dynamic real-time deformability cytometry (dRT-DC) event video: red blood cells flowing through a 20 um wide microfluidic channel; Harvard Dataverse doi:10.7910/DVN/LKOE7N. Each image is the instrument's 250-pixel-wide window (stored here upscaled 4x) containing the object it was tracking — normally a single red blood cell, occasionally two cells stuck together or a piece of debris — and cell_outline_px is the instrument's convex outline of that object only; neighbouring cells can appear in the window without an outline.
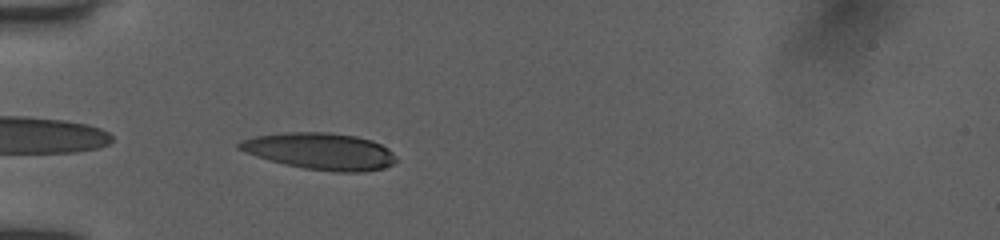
{"species": "human", "species_latin": "Homo sapiens", "temperature_condition": "room temperature", "stored_images_in_passage": 38, "camera_frame_rate_fps": 3000, "um_per_image_px": 0.085, "donor": {"sex": "female"}, "frame": {"image": 1, "passage_image": 2, "time_ms": 0.333, "image_size_px": [1000, 240], "cell_outline_px": [[396, 160], [392, 164], [384, 168], [364, 172], [332, 172], [304, 168], [256, 156], [244, 152], [236, 148], [236, 144], [240, 140], [256, 136], [284, 132], [328, 132], [356, 136], [372, 140], [388, 148], [396, 156]], "centroid_in_image_um": [27.22, 12.85], "position_along_channel_um": 57.8, "area_um2": 33.58}}
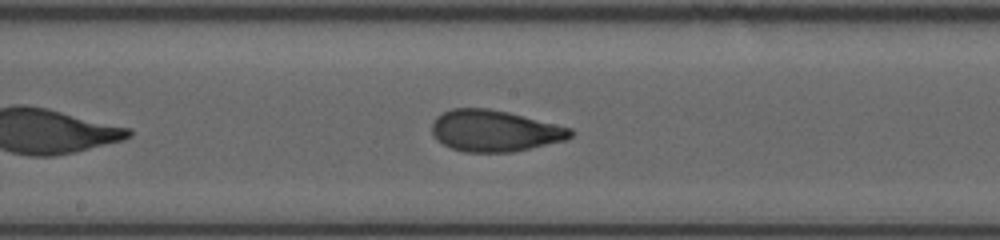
{"frame": {"image": 2, "passage_image": 14, "time_ms": 4.333, "image_size_px": [1000, 240], "cell_outline_px": [[576, 132], [568, 140], [512, 152], [464, 152], [452, 148], [436, 140], [432, 136], [432, 120], [436, 116], [452, 108], [488, 108], [508, 112], [572, 128]], "centroid_in_image_um": [42.05, 11.12], "position_along_channel_um": 206.2, "area_um2": 33.7}}
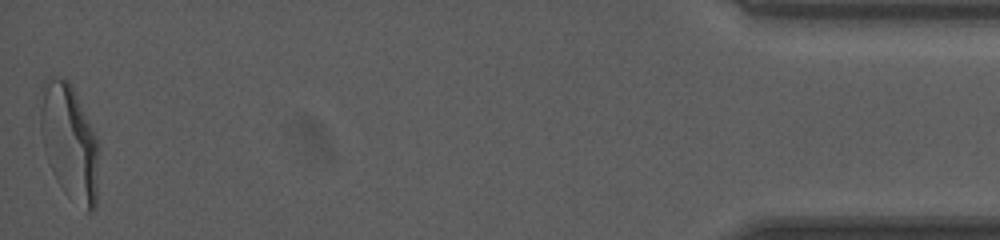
{"frame": {"image": 3, "passage_image": 38, "time_ms": 12.0, "image_size_px": [1000, 240], "cell_outline_px": [[96, 204], [92, 212], [88, 212], [40, 132], [40, 88], [44, 80], [48, 76], [64, 76], [68, 80], [96, 136]], "centroid_in_image_um": [5.91, 11.62], "position_along_channel_um": 429.3, "area_um2": 34.22}, "authors_computed_cell_mechanics": {"area_um2": 33.5818, "velocity_mm_per_s": 3.9955, "shape_relaxation_time_tau1_ms": 4.2069, "shape_relaxation_time_tau2_ms": 1.0465, "deformation_change_tau1": 0.1881, "deformation_change_tau2": 0.0758}}